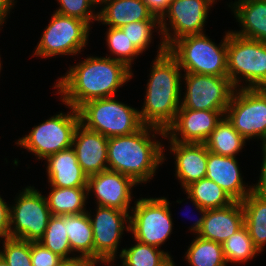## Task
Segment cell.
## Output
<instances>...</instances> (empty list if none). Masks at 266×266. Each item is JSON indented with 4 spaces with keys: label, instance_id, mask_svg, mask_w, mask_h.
<instances>
[{
    "label": "cell",
    "instance_id": "14",
    "mask_svg": "<svg viewBox=\"0 0 266 266\" xmlns=\"http://www.w3.org/2000/svg\"><path fill=\"white\" fill-rule=\"evenodd\" d=\"M215 1L171 0L169 9L160 19L161 38L166 47L181 37L204 33L209 10Z\"/></svg>",
    "mask_w": 266,
    "mask_h": 266
},
{
    "label": "cell",
    "instance_id": "32",
    "mask_svg": "<svg viewBox=\"0 0 266 266\" xmlns=\"http://www.w3.org/2000/svg\"><path fill=\"white\" fill-rule=\"evenodd\" d=\"M38 242L63 259L72 258L66 221L61 216L50 217L44 236Z\"/></svg>",
    "mask_w": 266,
    "mask_h": 266
},
{
    "label": "cell",
    "instance_id": "11",
    "mask_svg": "<svg viewBox=\"0 0 266 266\" xmlns=\"http://www.w3.org/2000/svg\"><path fill=\"white\" fill-rule=\"evenodd\" d=\"M224 116L247 141L266 139V88L235 89Z\"/></svg>",
    "mask_w": 266,
    "mask_h": 266
},
{
    "label": "cell",
    "instance_id": "36",
    "mask_svg": "<svg viewBox=\"0 0 266 266\" xmlns=\"http://www.w3.org/2000/svg\"><path fill=\"white\" fill-rule=\"evenodd\" d=\"M59 3L58 9L55 11L59 14L73 17L85 21L89 26L98 21V11L95 7L98 5L94 0H57ZM96 13V14H95Z\"/></svg>",
    "mask_w": 266,
    "mask_h": 266
},
{
    "label": "cell",
    "instance_id": "23",
    "mask_svg": "<svg viewBox=\"0 0 266 266\" xmlns=\"http://www.w3.org/2000/svg\"><path fill=\"white\" fill-rule=\"evenodd\" d=\"M242 27L232 30L237 36L266 42V1L238 0L228 5Z\"/></svg>",
    "mask_w": 266,
    "mask_h": 266
},
{
    "label": "cell",
    "instance_id": "15",
    "mask_svg": "<svg viewBox=\"0 0 266 266\" xmlns=\"http://www.w3.org/2000/svg\"><path fill=\"white\" fill-rule=\"evenodd\" d=\"M224 114L225 111L179 109L164 138L181 143H205Z\"/></svg>",
    "mask_w": 266,
    "mask_h": 266
},
{
    "label": "cell",
    "instance_id": "29",
    "mask_svg": "<svg viewBox=\"0 0 266 266\" xmlns=\"http://www.w3.org/2000/svg\"><path fill=\"white\" fill-rule=\"evenodd\" d=\"M186 260L190 266H227L222 244L199 236L191 242Z\"/></svg>",
    "mask_w": 266,
    "mask_h": 266
},
{
    "label": "cell",
    "instance_id": "48",
    "mask_svg": "<svg viewBox=\"0 0 266 266\" xmlns=\"http://www.w3.org/2000/svg\"><path fill=\"white\" fill-rule=\"evenodd\" d=\"M0 59H1V57H0ZM1 64H2V63H1V60H0V72H1V68H2V67H1L2 65H1Z\"/></svg>",
    "mask_w": 266,
    "mask_h": 266
},
{
    "label": "cell",
    "instance_id": "44",
    "mask_svg": "<svg viewBox=\"0 0 266 266\" xmlns=\"http://www.w3.org/2000/svg\"><path fill=\"white\" fill-rule=\"evenodd\" d=\"M173 258H170L167 262H165L162 266H175Z\"/></svg>",
    "mask_w": 266,
    "mask_h": 266
},
{
    "label": "cell",
    "instance_id": "46",
    "mask_svg": "<svg viewBox=\"0 0 266 266\" xmlns=\"http://www.w3.org/2000/svg\"><path fill=\"white\" fill-rule=\"evenodd\" d=\"M104 1H106V0H94V2L98 5H100L101 6V4L104 2Z\"/></svg>",
    "mask_w": 266,
    "mask_h": 266
},
{
    "label": "cell",
    "instance_id": "17",
    "mask_svg": "<svg viewBox=\"0 0 266 266\" xmlns=\"http://www.w3.org/2000/svg\"><path fill=\"white\" fill-rule=\"evenodd\" d=\"M107 146V137L86 129L81 124L78 125L72 148L75 151L79 165L87 176L108 169Z\"/></svg>",
    "mask_w": 266,
    "mask_h": 266
},
{
    "label": "cell",
    "instance_id": "25",
    "mask_svg": "<svg viewBox=\"0 0 266 266\" xmlns=\"http://www.w3.org/2000/svg\"><path fill=\"white\" fill-rule=\"evenodd\" d=\"M51 191L46 198L52 215H73L86 212L88 198L87 187L62 188L51 186Z\"/></svg>",
    "mask_w": 266,
    "mask_h": 266
},
{
    "label": "cell",
    "instance_id": "31",
    "mask_svg": "<svg viewBox=\"0 0 266 266\" xmlns=\"http://www.w3.org/2000/svg\"><path fill=\"white\" fill-rule=\"evenodd\" d=\"M222 249L227 264L229 262L236 264L246 263L250 259H253L256 254H260L245 226L222 243Z\"/></svg>",
    "mask_w": 266,
    "mask_h": 266
},
{
    "label": "cell",
    "instance_id": "41",
    "mask_svg": "<svg viewBox=\"0 0 266 266\" xmlns=\"http://www.w3.org/2000/svg\"><path fill=\"white\" fill-rule=\"evenodd\" d=\"M97 261L87 256H74L69 259H63L59 266H96Z\"/></svg>",
    "mask_w": 266,
    "mask_h": 266
},
{
    "label": "cell",
    "instance_id": "21",
    "mask_svg": "<svg viewBox=\"0 0 266 266\" xmlns=\"http://www.w3.org/2000/svg\"><path fill=\"white\" fill-rule=\"evenodd\" d=\"M45 160L50 186L62 188L87 187L88 176L79 165L72 147L48 156Z\"/></svg>",
    "mask_w": 266,
    "mask_h": 266
},
{
    "label": "cell",
    "instance_id": "20",
    "mask_svg": "<svg viewBox=\"0 0 266 266\" xmlns=\"http://www.w3.org/2000/svg\"><path fill=\"white\" fill-rule=\"evenodd\" d=\"M243 226L242 203L234 201L222 208L208 209L203 226L197 236L222 244Z\"/></svg>",
    "mask_w": 266,
    "mask_h": 266
},
{
    "label": "cell",
    "instance_id": "33",
    "mask_svg": "<svg viewBox=\"0 0 266 266\" xmlns=\"http://www.w3.org/2000/svg\"><path fill=\"white\" fill-rule=\"evenodd\" d=\"M106 45L113 55L111 58L125 63L130 69L133 59L142 54L120 28L107 29Z\"/></svg>",
    "mask_w": 266,
    "mask_h": 266
},
{
    "label": "cell",
    "instance_id": "13",
    "mask_svg": "<svg viewBox=\"0 0 266 266\" xmlns=\"http://www.w3.org/2000/svg\"><path fill=\"white\" fill-rule=\"evenodd\" d=\"M95 211L93 217L87 210L93 232L94 260L109 265L117 258L124 229L129 232L130 211L102 206H97Z\"/></svg>",
    "mask_w": 266,
    "mask_h": 266
},
{
    "label": "cell",
    "instance_id": "47",
    "mask_svg": "<svg viewBox=\"0 0 266 266\" xmlns=\"http://www.w3.org/2000/svg\"><path fill=\"white\" fill-rule=\"evenodd\" d=\"M262 148L266 150V139L264 140V142L262 143Z\"/></svg>",
    "mask_w": 266,
    "mask_h": 266
},
{
    "label": "cell",
    "instance_id": "34",
    "mask_svg": "<svg viewBox=\"0 0 266 266\" xmlns=\"http://www.w3.org/2000/svg\"><path fill=\"white\" fill-rule=\"evenodd\" d=\"M2 243L3 249L0 250V256L8 266H32L31 241L8 238Z\"/></svg>",
    "mask_w": 266,
    "mask_h": 266
},
{
    "label": "cell",
    "instance_id": "22",
    "mask_svg": "<svg viewBox=\"0 0 266 266\" xmlns=\"http://www.w3.org/2000/svg\"><path fill=\"white\" fill-rule=\"evenodd\" d=\"M101 5L98 22L109 27L121 28L138 21H160L153 16L143 0H106Z\"/></svg>",
    "mask_w": 266,
    "mask_h": 266
},
{
    "label": "cell",
    "instance_id": "45",
    "mask_svg": "<svg viewBox=\"0 0 266 266\" xmlns=\"http://www.w3.org/2000/svg\"><path fill=\"white\" fill-rule=\"evenodd\" d=\"M0 266H8L5 260L0 256Z\"/></svg>",
    "mask_w": 266,
    "mask_h": 266
},
{
    "label": "cell",
    "instance_id": "39",
    "mask_svg": "<svg viewBox=\"0 0 266 266\" xmlns=\"http://www.w3.org/2000/svg\"><path fill=\"white\" fill-rule=\"evenodd\" d=\"M143 2L147 5L153 16L161 19L169 9L171 0H143Z\"/></svg>",
    "mask_w": 266,
    "mask_h": 266
},
{
    "label": "cell",
    "instance_id": "2",
    "mask_svg": "<svg viewBox=\"0 0 266 266\" xmlns=\"http://www.w3.org/2000/svg\"><path fill=\"white\" fill-rule=\"evenodd\" d=\"M147 80L144 105L139 110L143 125L166 131L181 106L182 69L161 38Z\"/></svg>",
    "mask_w": 266,
    "mask_h": 266
},
{
    "label": "cell",
    "instance_id": "8",
    "mask_svg": "<svg viewBox=\"0 0 266 266\" xmlns=\"http://www.w3.org/2000/svg\"><path fill=\"white\" fill-rule=\"evenodd\" d=\"M90 29L85 21L54 12L33 56L77 55L86 47Z\"/></svg>",
    "mask_w": 266,
    "mask_h": 266
},
{
    "label": "cell",
    "instance_id": "35",
    "mask_svg": "<svg viewBox=\"0 0 266 266\" xmlns=\"http://www.w3.org/2000/svg\"><path fill=\"white\" fill-rule=\"evenodd\" d=\"M158 34L161 35L160 21H138L131 22L120 29L127 35L129 40L134 46L141 52H145L148 49L151 41L152 34L155 29Z\"/></svg>",
    "mask_w": 266,
    "mask_h": 266
},
{
    "label": "cell",
    "instance_id": "37",
    "mask_svg": "<svg viewBox=\"0 0 266 266\" xmlns=\"http://www.w3.org/2000/svg\"><path fill=\"white\" fill-rule=\"evenodd\" d=\"M63 258L45 248L39 242H31L32 266H59Z\"/></svg>",
    "mask_w": 266,
    "mask_h": 266
},
{
    "label": "cell",
    "instance_id": "5",
    "mask_svg": "<svg viewBox=\"0 0 266 266\" xmlns=\"http://www.w3.org/2000/svg\"><path fill=\"white\" fill-rule=\"evenodd\" d=\"M227 72L236 89L266 88V42L228 31Z\"/></svg>",
    "mask_w": 266,
    "mask_h": 266
},
{
    "label": "cell",
    "instance_id": "27",
    "mask_svg": "<svg viewBox=\"0 0 266 266\" xmlns=\"http://www.w3.org/2000/svg\"><path fill=\"white\" fill-rule=\"evenodd\" d=\"M242 137L224 116L205 142L208 151L222 156L236 157L245 146Z\"/></svg>",
    "mask_w": 266,
    "mask_h": 266
},
{
    "label": "cell",
    "instance_id": "42",
    "mask_svg": "<svg viewBox=\"0 0 266 266\" xmlns=\"http://www.w3.org/2000/svg\"><path fill=\"white\" fill-rule=\"evenodd\" d=\"M187 199H190V201L194 204L195 208L197 209L198 212H200L199 214L201 215V217L196 220V222L190 227V231L194 233V235H198V233L200 232L202 226H203V222H204V218H205V214L207 209L202 208L201 206H199L197 204V202L188 195Z\"/></svg>",
    "mask_w": 266,
    "mask_h": 266
},
{
    "label": "cell",
    "instance_id": "16",
    "mask_svg": "<svg viewBox=\"0 0 266 266\" xmlns=\"http://www.w3.org/2000/svg\"><path fill=\"white\" fill-rule=\"evenodd\" d=\"M136 185L130 177L107 169L88 176L87 189L97 198V206L131 211L132 187Z\"/></svg>",
    "mask_w": 266,
    "mask_h": 266
},
{
    "label": "cell",
    "instance_id": "38",
    "mask_svg": "<svg viewBox=\"0 0 266 266\" xmlns=\"http://www.w3.org/2000/svg\"><path fill=\"white\" fill-rule=\"evenodd\" d=\"M10 206L0 196V238H10Z\"/></svg>",
    "mask_w": 266,
    "mask_h": 266
},
{
    "label": "cell",
    "instance_id": "40",
    "mask_svg": "<svg viewBox=\"0 0 266 266\" xmlns=\"http://www.w3.org/2000/svg\"><path fill=\"white\" fill-rule=\"evenodd\" d=\"M262 149V155H263V161L261 163V173L259 175V180L257 184H253L252 186V192H254L257 195L266 197V150Z\"/></svg>",
    "mask_w": 266,
    "mask_h": 266
},
{
    "label": "cell",
    "instance_id": "1",
    "mask_svg": "<svg viewBox=\"0 0 266 266\" xmlns=\"http://www.w3.org/2000/svg\"><path fill=\"white\" fill-rule=\"evenodd\" d=\"M69 68L53 87L63 104L75 109L93 99L116 96L117 90L134 77L125 63L108 55L88 56Z\"/></svg>",
    "mask_w": 266,
    "mask_h": 266
},
{
    "label": "cell",
    "instance_id": "10",
    "mask_svg": "<svg viewBox=\"0 0 266 266\" xmlns=\"http://www.w3.org/2000/svg\"><path fill=\"white\" fill-rule=\"evenodd\" d=\"M165 197L137 199L131 207L129 231L134 240L158 247L172 234V214Z\"/></svg>",
    "mask_w": 266,
    "mask_h": 266
},
{
    "label": "cell",
    "instance_id": "28",
    "mask_svg": "<svg viewBox=\"0 0 266 266\" xmlns=\"http://www.w3.org/2000/svg\"><path fill=\"white\" fill-rule=\"evenodd\" d=\"M184 190L199 206L207 210L222 208L234 202L216 182L206 177L193 182Z\"/></svg>",
    "mask_w": 266,
    "mask_h": 266
},
{
    "label": "cell",
    "instance_id": "18",
    "mask_svg": "<svg viewBox=\"0 0 266 266\" xmlns=\"http://www.w3.org/2000/svg\"><path fill=\"white\" fill-rule=\"evenodd\" d=\"M170 153L175 157V176L183 189L206 177L208 149L205 143L170 141Z\"/></svg>",
    "mask_w": 266,
    "mask_h": 266
},
{
    "label": "cell",
    "instance_id": "7",
    "mask_svg": "<svg viewBox=\"0 0 266 266\" xmlns=\"http://www.w3.org/2000/svg\"><path fill=\"white\" fill-rule=\"evenodd\" d=\"M70 111L60 112L31 129L16 144L45 160L48 156L72 147L76 128L80 124L78 109L66 105Z\"/></svg>",
    "mask_w": 266,
    "mask_h": 266
},
{
    "label": "cell",
    "instance_id": "12",
    "mask_svg": "<svg viewBox=\"0 0 266 266\" xmlns=\"http://www.w3.org/2000/svg\"><path fill=\"white\" fill-rule=\"evenodd\" d=\"M182 75L186 92L179 109L226 111L236 89L228 76Z\"/></svg>",
    "mask_w": 266,
    "mask_h": 266
},
{
    "label": "cell",
    "instance_id": "24",
    "mask_svg": "<svg viewBox=\"0 0 266 266\" xmlns=\"http://www.w3.org/2000/svg\"><path fill=\"white\" fill-rule=\"evenodd\" d=\"M244 226L255 247L262 252L266 245V197L250 192L242 201Z\"/></svg>",
    "mask_w": 266,
    "mask_h": 266
},
{
    "label": "cell",
    "instance_id": "43",
    "mask_svg": "<svg viewBox=\"0 0 266 266\" xmlns=\"http://www.w3.org/2000/svg\"><path fill=\"white\" fill-rule=\"evenodd\" d=\"M17 2L15 0H0V27L4 24L6 18L8 17V13L10 14L11 8Z\"/></svg>",
    "mask_w": 266,
    "mask_h": 266
},
{
    "label": "cell",
    "instance_id": "26",
    "mask_svg": "<svg viewBox=\"0 0 266 266\" xmlns=\"http://www.w3.org/2000/svg\"><path fill=\"white\" fill-rule=\"evenodd\" d=\"M61 217L66 221L72 254L78 252V256H87L94 259L92 225L87 211L81 214L62 215Z\"/></svg>",
    "mask_w": 266,
    "mask_h": 266
},
{
    "label": "cell",
    "instance_id": "19",
    "mask_svg": "<svg viewBox=\"0 0 266 266\" xmlns=\"http://www.w3.org/2000/svg\"><path fill=\"white\" fill-rule=\"evenodd\" d=\"M206 167V178L216 182L234 201L241 202L252 192V185L248 187V184L243 182L236 157L208 151Z\"/></svg>",
    "mask_w": 266,
    "mask_h": 266
},
{
    "label": "cell",
    "instance_id": "30",
    "mask_svg": "<svg viewBox=\"0 0 266 266\" xmlns=\"http://www.w3.org/2000/svg\"><path fill=\"white\" fill-rule=\"evenodd\" d=\"M135 241L136 244L120 251L118 255L122 259L120 266H162L171 258L168 251Z\"/></svg>",
    "mask_w": 266,
    "mask_h": 266
},
{
    "label": "cell",
    "instance_id": "3",
    "mask_svg": "<svg viewBox=\"0 0 266 266\" xmlns=\"http://www.w3.org/2000/svg\"><path fill=\"white\" fill-rule=\"evenodd\" d=\"M158 134L165 137L164 130L143 125L132 134L109 137L108 169L130 177L138 185L153 179L159 165L166 160L165 146L155 139Z\"/></svg>",
    "mask_w": 266,
    "mask_h": 266
},
{
    "label": "cell",
    "instance_id": "4",
    "mask_svg": "<svg viewBox=\"0 0 266 266\" xmlns=\"http://www.w3.org/2000/svg\"><path fill=\"white\" fill-rule=\"evenodd\" d=\"M167 51L177 60L184 73L228 76L227 32L219 45L202 33L177 39Z\"/></svg>",
    "mask_w": 266,
    "mask_h": 266
},
{
    "label": "cell",
    "instance_id": "9",
    "mask_svg": "<svg viewBox=\"0 0 266 266\" xmlns=\"http://www.w3.org/2000/svg\"><path fill=\"white\" fill-rule=\"evenodd\" d=\"M10 205V238L38 242L52 216L44 195L27 186Z\"/></svg>",
    "mask_w": 266,
    "mask_h": 266
},
{
    "label": "cell",
    "instance_id": "6",
    "mask_svg": "<svg viewBox=\"0 0 266 266\" xmlns=\"http://www.w3.org/2000/svg\"><path fill=\"white\" fill-rule=\"evenodd\" d=\"M80 124L105 137L129 135L142 126L139 110L114 97L93 99L78 108Z\"/></svg>",
    "mask_w": 266,
    "mask_h": 266
}]
</instances>
